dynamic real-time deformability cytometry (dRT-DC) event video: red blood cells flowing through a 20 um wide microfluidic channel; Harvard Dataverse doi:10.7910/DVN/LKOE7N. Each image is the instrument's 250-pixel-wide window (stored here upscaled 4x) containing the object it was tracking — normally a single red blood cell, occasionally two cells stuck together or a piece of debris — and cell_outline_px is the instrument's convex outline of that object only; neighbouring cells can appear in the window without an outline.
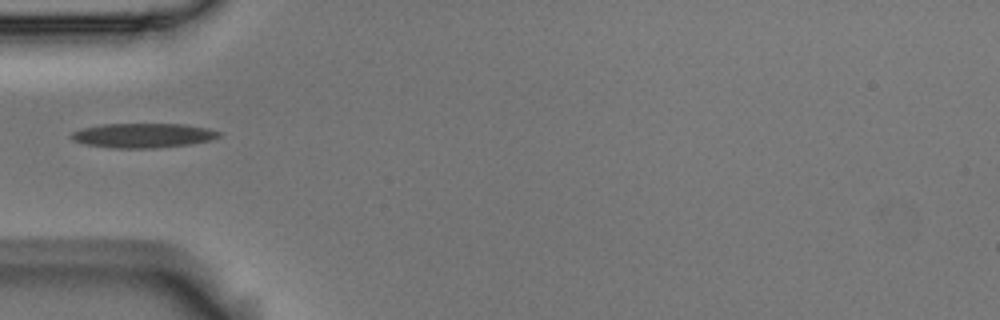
{"species": "Egyptian fruit bat (a non-hibernating species)", "species_latin": "Rousettus aegyptiacus", "temperature_condition": "room temperature", "stored_images_in_passage": 1, "camera_frame_rate_fps": 3000, "um_per_image_px": 0.085, "animal": {"sex": "male"}, "frame": {"image": 1, "passage_image": 1, "time_ms": 0.0, "image_size_px": [1000, 320], "cell_outline_px": [[224, 132], [220, 136], [212, 140], [192, 144], [160, 148], [112, 148], [84, 144], [72, 140], [68, 136], [72, 132], [84, 128], [100, 124], [184, 124], [208, 128]], "centroid_in_image_um": [12.19, 11.52], "position_along_channel_um": 72.8, "area_um2": 21.44}}